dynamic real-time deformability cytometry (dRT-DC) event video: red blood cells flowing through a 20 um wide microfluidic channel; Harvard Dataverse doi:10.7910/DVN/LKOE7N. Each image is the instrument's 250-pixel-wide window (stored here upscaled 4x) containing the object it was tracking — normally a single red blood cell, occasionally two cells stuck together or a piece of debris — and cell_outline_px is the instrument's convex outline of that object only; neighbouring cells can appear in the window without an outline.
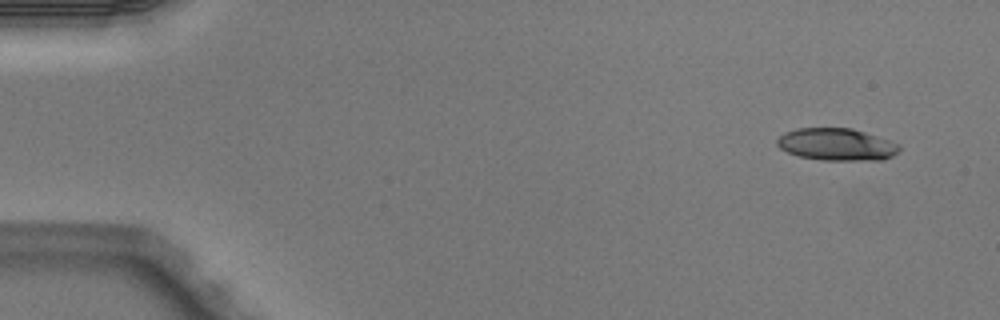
{"species": "Egyptian fruit bat (a non-hibernating species)", "species_latin": "Rousettus aegyptiacus", "temperature_condition": "warm", "stored_images_in_passage": 4, "camera_frame_rate_fps": 3000, "um_per_image_px": 0.085, "animal": {"sex": "male"}, "frame": {"image": 1, "passage_image": 1, "time_ms": 0.0, "image_size_px": [1000, 320], "cell_outline_px": [[900, 148], [892, 156], [884, 160], [824, 160], [800, 156], [788, 152], [780, 148], [776, 144], [776, 140], [784, 132], [796, 128], [852, 128], [900, 144]], "centroid_in_image_um": [71.1, 12.27], "position_along_channel_um": 13.9, "area_um2": 22.83}}
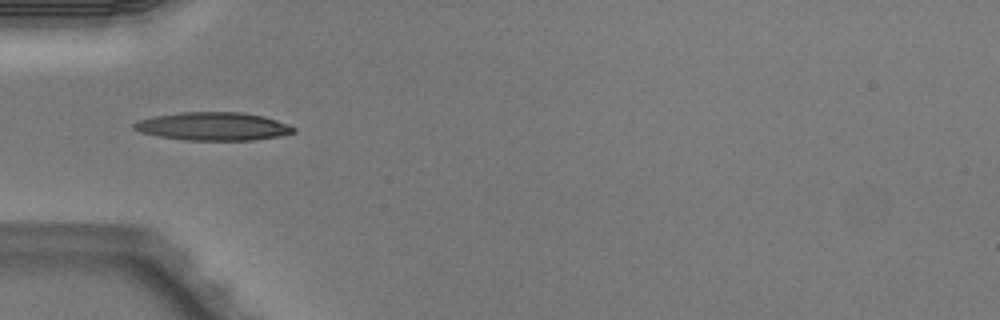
{"frame": {"image": 2, "passage_image": 4, "time_ms": 1.0, "image_size_px": [1000, 320], "cell_outline_px": [[296, 132], [280, 136], [252, 140], [184, 140], [160, 136], [140, 132], [132, 128], [132, 124], [140, 120], [156, 116], [180, 112], [240, 112], [264, 116], [288, 124], [296, 128]], "centroid_in_image_um": [18.14, 10.74], "position_along_channel_um": 66.9, "area_um2": 26.13}}